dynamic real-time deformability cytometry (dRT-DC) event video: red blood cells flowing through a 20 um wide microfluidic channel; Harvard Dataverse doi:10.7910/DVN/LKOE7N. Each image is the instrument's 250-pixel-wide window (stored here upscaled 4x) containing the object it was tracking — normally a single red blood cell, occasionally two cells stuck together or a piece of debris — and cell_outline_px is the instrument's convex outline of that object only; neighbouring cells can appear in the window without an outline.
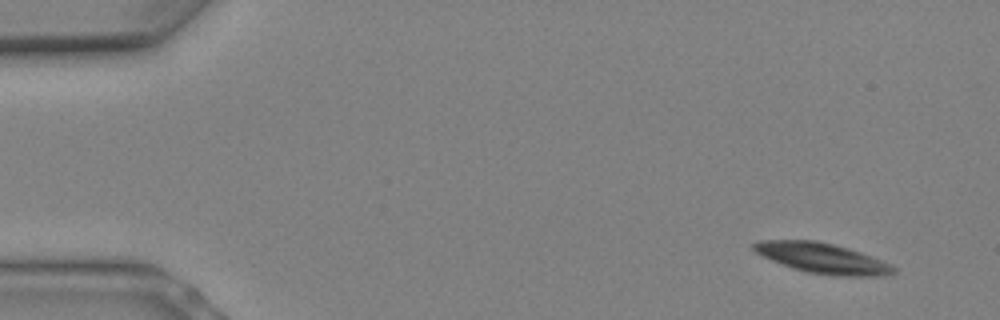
{"species": "Egyptian fruit bat (a non-hibernating species)", "species_latin": "Rousettus aegyptiacus", "temperature_condition": "warm", "stored_images_in_passage": 9, "camera_frame_rate_fps": 3000, "um_per_image_px": 0.085, "animal": {"sex": "female"}, "frame": {"image": 1, "passage_image": 1, "time_ms": 0.0, "image_size_px": [1000, 320], "cell_outline_px": [[896, 272], [880, 276], [836, 276], [808, 272], [792, 268], [772, 260], [756, 252], [752, 248], [752, 244], [760, 240], [816, 240], [848, 248], [872, 256], [892, 264], [896, 268]], "centroid_in_image_um": [69.93, 21.94], "position_along_channel_um": 15.1, "area_um2": 24.57}}
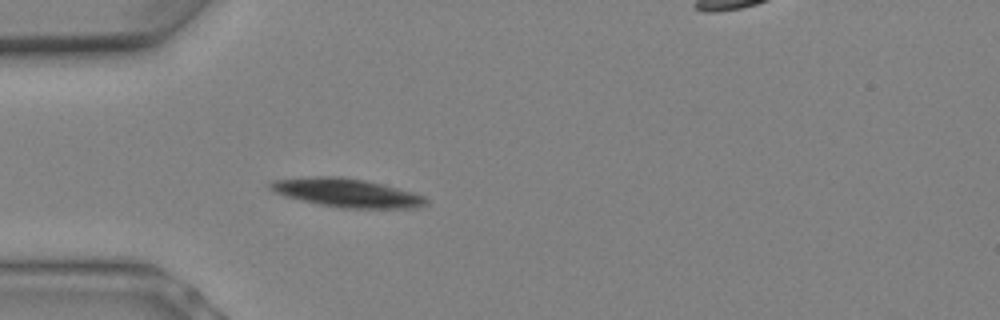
{"frame": {"image": 2, "passage_image": 6, "time_ms": 1.667, "image_size_px": [1000, 320], "cell_outline_px": [[428, 204], [416, 208], [340, 208], [300, 200], [284, 196], [268, 188], [268, 184], [272, 180], [316, 176], [340, 176], [364, 180], [412, 192], [424, 196], [428, 200]], "centroid_in_image_um": [29.45, 16.39], "position_along_channel_um": 55.5, "area_um2": 25.84}}
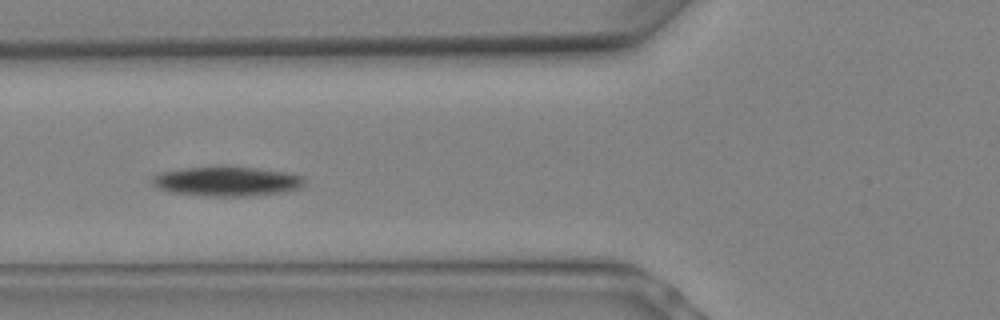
{"frame": {"image": 3, "passage_image": 8, "time_ms": 2.333, "image_size_px": [1000, 320], "cell_outline_px": [[304, 184], [300, 188], [284, 192], [252, 196], [204, 196], [172, 192], [156, 188], [148, 180], [156, 172], [184, 168], [220, 164], [256, 168], [288, 172], [304, 176]], "centroid_in_image_um": [19.23, 15.38], "position_along_channel_um": 106.6, "area_um2": 27.28}}